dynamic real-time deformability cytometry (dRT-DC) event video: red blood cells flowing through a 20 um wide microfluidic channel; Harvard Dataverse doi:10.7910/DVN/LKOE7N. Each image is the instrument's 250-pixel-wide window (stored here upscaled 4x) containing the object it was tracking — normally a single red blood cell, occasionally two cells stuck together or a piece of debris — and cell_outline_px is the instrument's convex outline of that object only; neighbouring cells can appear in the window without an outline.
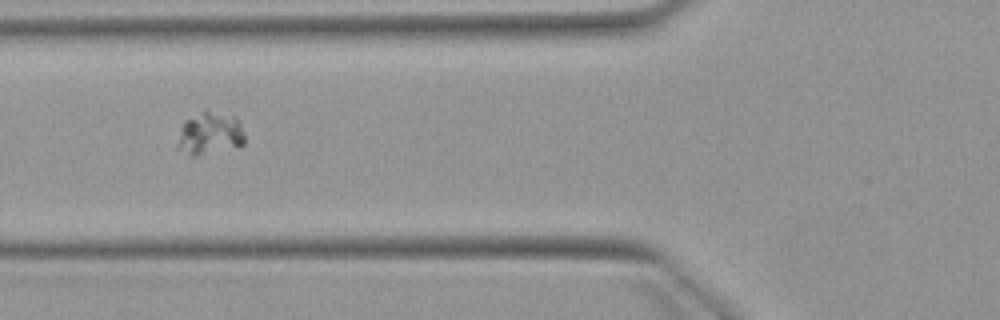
{"species": "Egyptian fruit bat (a non-hibernating species)", "species_latin": "Rousettus aegyptiacus", "temperature_condition": "warm", "stored_images_in_passage": 6, "camera_frame_rate_fps": 3000, "um_per_image_px": 0.085, "animal": {"sex": "female"}, "frame": {"image": 1, "passage_image": 4, "time_ms": 3.667, "image_size_px": [1000, 320], "cell_outline_px": [[244, 144], [196, 156], [192, 156], [176, 148], [176, 144], [180, 124], [184, 120], [204, 108], [236, 116], [240, 120], [244, 136]], "centroid_in_image_um": [17.79, 11.29], "position_along_channel_um": 108.0, "area_um2": 17.22}}
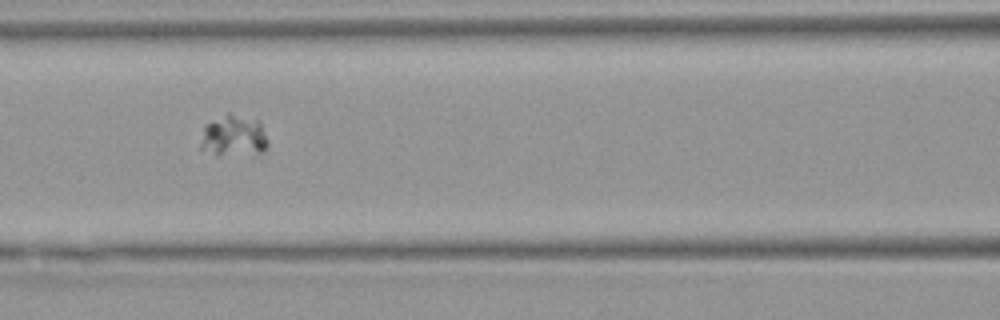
{"frame": {"image": 2, "passage_image": 5, "time_ms": 4.667, "image_size_px": [1000, 320], "cell_outline_px": [[268, 144], [260, 152], [216, 156], [200, 148], [200, 144], [204, 124], [228, 112], [260, 120], [268, 140]], "centroid_in_image_um": [19.83, 11.52], "position_along_channel_um": 146.8, "area_um2": 16.42}}
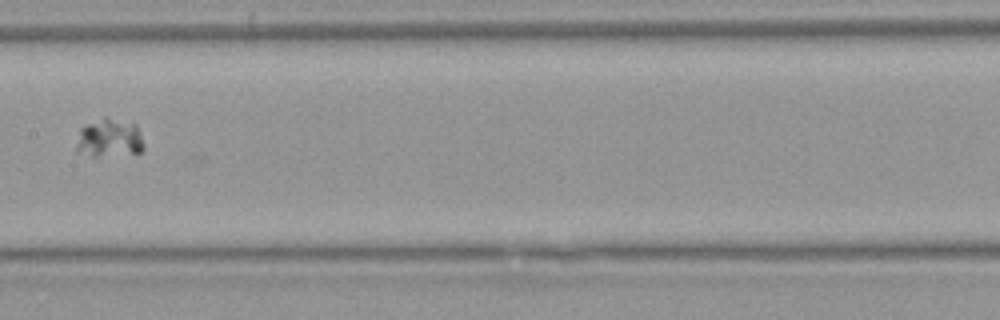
{"frame": {"image": 3, "passage_image": 6, "time_ms": 6.0, "image_size_px": [1000, 320], "cell_outline_px": [[144, 148], [140, 152], [96, 156], [92, 156], [76, 152], [76, 148], [80, 128], [104, 116], [108, 116], [136, 124], [140, 132], [144, 144]], "centroid_in_image_um": [9.3, 11.71], "position_along_channel_um": 198.1, "area_um2": 15.14}}